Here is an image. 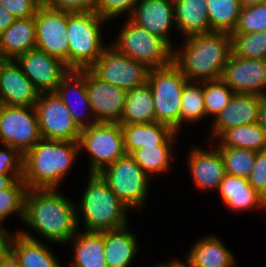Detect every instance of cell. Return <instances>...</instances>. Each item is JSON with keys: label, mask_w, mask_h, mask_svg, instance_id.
Instances as JSON below:
<instances>
[{"label": "cell", "mask_w": 266, "mask_h": 267, "mask_svg": "<svg viewBox=\"0 0 266 267\" xmlns=\"http://www.w3.org/2000/svg\"><path fill=\"white\" fill-rule=\"evenodd\" d=\"M55 93L67 106L75 123L81 129L97 123L86 91V69L70 70L62 78Z\"/></svg>", "instance_id": "obj_18"}, {"label": "cell", "mask_w": 266, "mask_h": 267, "mask_svg": "<svg viewBox=\"0 0 266 267\" xmlns=\"http://www.w3.org/2000/svg\"><path fill=\"white\" fill-rule=\"evenodd\" d=\"M36 49L55 57L69 68L68 12L40 5L34 16Z\"/></svg>", "instance_id": "obj_13"}, {"label": "cell", "mask_w": 266, "mask_h": 267, "mask_svg": "<svg viewBox=\"0 0 266 267\" xmlns=\"http://www.w3.org/2000/svg\"><path fill=\"white\" fill-rule=\"evenodd\" d=\"M80 155L79 141L41 139L23 154L27 189H58Z\"/></svg>", "instance_id": "obj_3"}, {"label": "cell", "mask_w": 266, "mask_h": 267, "mask_svg": "<svg viewBox=\"0 0 266 267\" xmlns=\"http://www.w3.org/2000/svg\"><path fill=\"white\" fill-rule=\"evenodd\" d=\"M176 30L183 38L210 32L207 0H173Z\"/></svg>", "instance_id": "obj_27"}, {"label": "cell", "mask_w": 266, "mask_h": 267, "mask_svg": "<svg viewBox=\"0 0 266 267\" xmlns=\"http://www.w3.org/2000/svg\"><path fill=\"white\" fill-rule=\"evenodd\" d=\"M26 184L22 178L16 179L9 187L0 190V224L9 216L16 214L24 219Z\"/></svg>", "instance_id": "obj_36"}, {"label": "cell", "mask_w": 266, "mask_h": 267, "mask_svg": "<svg viewBox=\"0 0 266 267\" xmlns=\"http://www.w3.org/2000/svg\"><path fill=\"white\" fill-rule=\"evenodd\" d=\"M67 244H71L74 250L71 261L73 263H70L72 267H107L104 254V231L80 230Z\"/></svg>", "instance_id": "obj_28"}, {"label": "cell", "mask_w": 266, "mask_h": 267, "mask_svg": "<svg viewBox=\"0 0 266 267\" xmlns=\"http://www.w3.org/2000/svg\"><path fill=\"white\" fill-rule=\"evenodd\" d=\"M6 226L0 224V256L8 249V239L10 232H7Z\"/></svg>", "instance_id": "obj_47"}, {"label": "cell", "mask_w": 266, "mask_h": 267, "mask_svg": "<svg viewBox=\"0 0 266 267\" xmlns=\"http://www.w3.org/2000/svg\"><path fill=\"white\" fill-rule=\"evenodd\" d=\"M219 139V140H217ZM216 140V147H236L253 151L266 149V133L258 123L243 124L225 130Z\"/></svg>", "instance_id": "obj_32"}, {"label": "cell", "mask_w": 266, "mask_h": 267, "mask_svg": "<svg viewBox=\"0 0 266 267\" xmlns=\"http://www.w3.org/2000/svg\"><path fill=\"white\" fill-rule=\"evenodd\" d=\"M154 267V266H153ZM155 267H190L186 262L179 260H171L166 262H161L155 265Z\"/></svg>", "instance_id": "obj_50"}, {"label": "cell", "mask_w": 266, "mask_h": 267, "mask_svg": "<svg viewBox=\"0 0 266 267\" xmlns=\"http://www.w3.org/2000/svg\"><path fill=\"white\" fill-rule=\"evenodd\" d=\"M79 145L80 152L89 154V173H100L126 154L120 123L97 122L82 128Z\"/></svg>", "instance_id": "obj_9"}, {"label": "cell", "mask_w": 266, "mask_h": 267, "mask_svg": "<svg viewBox=\"0 0 266 267\" xmlns=\"http://www.w3.org/2000/svg\"><path fill=\"white\" fill-rule=\"evenodd\" d=\"M86 91L96 122L119 123L127 91L98 78L86 69Z\"/></svg>", "instance_id": "obj_16"}, {"label": "cell", "mask_w": 266, "mask_h": 267, "mask_svg": "<svg viewBox=\"0 0 266 267\" xmlns=\"http://www.w3.org/2000/svg\"><path fill=\"white\" fill-rule=\"evenodd\" d=\"M231 54L251 59L266 60V31L230 34Z\"/></svg>", "instance_id": "obj_37"}, {"label": "cell", "mask_w": 266, "mask_h": 267, "mask_svg": "<svg viewBox=\"0 0 266 267\" xmlns=\"http://www.w3.org/2000/svg\"><path fill=\"white\" fill-rule=\"evenodd\" d=\"M0 150V175H22L23 154L16 148L3 145Z\"/></svg>", "instance_id": "obj_41"}, {"label": "cell", "mask_w": 266, "mask_h": 267, "mask_svg": "<svg viewBox=\"0 0 266 267\" xmlns=\"http://www.w3.org/2000/svg\"><path fill=\"white\" fill-rule=\"evenodd\" d=\"M50 8L67 12H94L95 0H48Z\"/></svg>", "instance_id": "obj_44"}, {"label": "cell", "mask_w": 266, "mask_h": 267, "mask_svg": "<svg viewBox=\"0 0 266 267\" xmlns=\"http://www.w3.org/2000/svg\"><path fill=\"white\" fill-rule=\"evenodd\" d=\"M210 32L232 33L242 10L239 0H207Z\"/></svg>", "instance_id": "obj_33"}, {"label": "cell", "mask_w": 266, "mask_h": 267, "mask_svg": "<svg viewBox=\"0 0 266 267\" xmlns=\"http://www.w3.org/2000/svg\"><path fill=\"white\" fill-rule=\"evenodd\" d=\"M40 5L47 4L48 0H36Z\"/></svg>", "instance_id": "obj_53"}, {"label": "cell", "mask_w": 266, "mask_h": 267, "mask_svg": "<svg viewBox=\"0 0 266 267\" xmlns=\"http://www.w3.org/2000/svg\"><path fill=\"white\" fill-rule=\"evenodd\" d=\"M126 154L143 148L163 144L175 131L158 122L121 124Z\"/></svg>", "instance_id": "obj_29"}, {"label": "cell", "mask_w": 266, "mask_h": 267, "mask_svg": "<svg viewBox=\"0 0 266 267\" xmlns=\"http://www.w3.org/2000/svg\"><path fill=\"white\" fill-rule=\"evenodd\" d=\"M35 110L42 139L79 141L82 129L55 92L40 93Z\"/></svg>", "instance_id": "obj_12"}, {"label": "cell", "mask_w": 266, "mask_h": 267, "mask_svg": "<svg viewBox=\"0 0 266 267\" xmlns=\"http://www.w3.org/2000/svg\"><path fill=\"white\" fill-rule=\"evenodd\" d=\"M261 200H262V204L265 208V211H266V190L265 192L261 195Z\"/></svg>", "instance_id": "obj_52"}, {"label": "cell", "mask_w": 266, "mask_h": 267, "mask_svg": "<svg viewBox=\"0 0 266 267\" xmlns=\"http://www.w3.org/2000/svg\"><path fill=\"white\" fill-rule=\"evenodd\" d=\"M0 267H21V265L14 254L9 249H7L0 256Z\"/></svg>", "instance_id": "obj_46"}, {"label": "cell", "mask_w": 266, "mask_h": 267, "mask_svg": "<svg viewBox=\"0 0 266 267\" xmlns=\"http://www.w3.org/2000/svg\"><path fill=\"white\" fill-rule=\"evenodd\" d=\"M16 19L35 16L40 4L36 0H0Z\"/></svg>", "instance_id": "obj_43"}, {"label": "cell", "mask_w": 266, "mask_h": 267, "mask_svg": "<svg viewBox=\"0 0 266 267\" xmlns=\"http://www.w3.org/2000/svg\"><path fill=\"white\" fill-rule=\"evenodd\" d=\"M129 18L174 49L170 39V29L176 28L173 0H139Z\"/></svg>", "instance_id": "obj_20"}, {"label": "cell", "mask_w": 266, "mask_h": 267, "mask_svg": "<svg viewBox=\"0 0 266 267\" xmlns=\"http://www.w3.org/2000/svg\"><path fill=\"white\" fill-rule=\"evenodd\" d=\"M39 94L15 60L0 61V105L35 107Z\"/></svg>", "instance_id": "obj_17"}, {"label": "cell", "mask_w": 266, "mask_h": 267, "mask_svg": "<svg viewBox=\"0 0 266 267\" xmlns=\"http://www.w3.org/2000/svg\"><path fill=\"white\" fill-rule=\"evenodd\" d=\"M179 132L175 131L163 144L157 146H144L130 153L134 161L150 177L170 170L175 140Z\"/></svg>", "instance_id": "obj_31"}, {"label": "cell", "mask_w": 266, "mask_h": 267, "mask_svg": "<svg viewBox=\"0 0 266 267\" xmlns=\"http://www.w3.org/2000/svg\"><path fill=\"white\" fill-rule=\"evenodd\" d=\"M249 185L260 195L266 190V149L256 152L255 162L248 177Z\"/></svg>", "instance_id": "obj_42"}, {"label": "cell", "mask_w": 266, "mask_h": 267, "mask_svg": "<svg viewBox=\"0 0 266 267\" xmlns=\"http://www.w3.org/2000/svg\"><path fill=\"white\" fill-rule=\"evenodd\" d=\"M217 148L222 157L226 174L248 179L255 162L256 151L236 147Z\"/></svg>", "instance_id": "obj_35"}, {"label": "cell", "mask_w": 266, "mask_h": 267, "mask_svg": "<svg viewBox=\"0 0 266 267\" xmlns=\"http://www.w3.org/2000/svg\"><path fill=\"white\" fill-rule=\"evenodd\" d=\"M23 223L49 243L61 246L80 231L76 204L59 189H28Z\"/></svg>", "instance_id": "obj_1"}, {"label": "cell", "mask_w": 266, "mask_h": 267, "mask_svg": "<svg viewBox=\"0 0 266 267\" xmlns=\"http://www.w3.org/2000/svg\"><path fill=\"white\" fill-rule=\"evenodd\" d=\"M101 80L126 91L148 81L151 68L118 52L110 44L89 68Z\"/></svg>", "instance_id": "obj_10"}, {"label": "cell", "mask_w": 266, "mask_h": 267, "mask_svg": "<svg viewBox=\"0 0 266 267\" xmlns=\"http://www.w3.org/2000/svg\"><path fill=\"white\" fill-rule=\"evenodd\" d=\"M128 226L104 231V254L107 267H129L138 253L137 237L131 229H128Z\"/></svg>", "instance_id": "obj_26"}, {"label": "cell", "mask_w": 266, "mask_h": 267, "mask_svg": "<svg viewBox=\"0 0 266 267\" xmlns=\"http://www.w3.org/2000/svg\"><path fill=\"white\" fill-rule=\"evenodd\" d=\"M29 231L20 229L10 233L8 249L18 259L21 267H63L48 245L40 242Z\"/></svg>", "instance_id": "obj_22"}, {"label": "cell", "mask_w": 266, "mask_h": 267, "mask_svg": "<svg viewBox=\"0 0 266 267\" xmlns=\"http://www.w3.org/2000/svg\"><path fill=\"white\" fill-rule=\"evenodd\" d=\"M35 18H18L0 34L1 60H15L29 50L36 49Z\"/></svg>", "instance_id": "obj_23"}, {"label": "cell", "mask_w": 266, "mask_h": 267, "mask_svg": "<svg viewBox=\"0 0 266 267\" xmlns=\"http://www.w3.org/2000/svg\"><path fill=\"white\" fill-rule=\"evenodd\" d=\"M156 122L152 91L148 82L127 91L120 124Z\"/></svg>", "instance_id": "obj_30"}, {"label": "cell", "mask_w": 266, "mask_h": 267, "mask_svg": "<svg viewBox=\"0 0 266 267\" xmlns=\"http://www.w3.org/2000/svg\"><path fill=\"white\" fill-rule=\"evenodd\" d=\"M108 21L94 12H68L69 69H89L108 46L102 28Z\"/></svg>", "instance_id": "obj_5"}, {"label": "cell", "mask_w": 266, "mask_h": 267, "mask_svg": "<svg viewBox=\"0 0 266 267\" xmlns=\"http://www.w3.org/2000/svg\"><path fill=\"white\" fill-rule=\"evenodd\" d=\"M155 107L156 122L180 131L181 96L187 78L172 63L169 66L150 70L148 77Z\"/></svg>", "instance_id": "obj_7"}, {"label": "cell", "mask_w": 266, "mask_h": 267, "mask_svg": "<svg viewBox=\"0 0 266 267\" xmlns=\"http://www.w3.org/2000/svg\"><path fill=\"white\" fill-rule=\"evenodd\" d=\"M205 116L203 81H188L181 96L180 127L182 128L184 122L196 123Z\"/></svg>", "instance_id": "obj_34"}, {"label": "cell", "mask_w": 266, "mask_h": 267, "mask_svg": "<svg viewBox=\"0 0 266 267\" xmlns=\"http://www.w3.org/2000/svg\"><path fill=\"white\" fill-rule=\"evenodd\" d=\"M183 39V47L174 48L173 63L187 80L221 79L231 54L230 34L212 31Z\"/></svg>", "instance_id": "obj_2"}, {"label": "cell", "mask_w": 266, "mask_h": 267, "mask_svg": "<svg viewBox=\"0 0 266 267\" xmlns=\"http://www.w3.org/2000/svg\"><path fill=\"white\" fill-rule=\"evenodd\" d=\"M88 175L87 186L76 204L79 227L82 215L87 232L116 230L129 225L127 215L131 210L117 198L99 173Z\"/></svg>", "instance_id": "obj_4"}, {"label": "cell", "mask_w": 266, "mask_h": 267, "mask_svg": "<svg viewBox=\"0 0 266 267\" xmlns=\"http://www.w3.org/2000/svg\"><path fill=\"white\" fill-rule=\"evenodd\" d=\"M16 18L0 4V34L10 27Z\"/></svg>", "instance_id": "obj_45"}, {"label": "cell", "mask_w": 266, "mask_h": 267, "mask_svg": "<svg viewBox=\"0 0 266 267\" xmlns=\"http://www.w3.org/2000/svg\"><path fill=\"white\" fill-rule=\"evenodd\" d=\"M241 2L242 7H247L251 5H256L258 3L266 2V0H239Z\"/></svg>", "instance_id": "obj_51"}, {"label": "cell", "mask_w": 266, "mask_h": 267, "mask_svg": "<svg viewBox=\"0 0 266 267\" xmlns=\"http://www.w3.org/2000/svg\"><path fill=\"white\" fill-rule=\"evenodd\" d=\"M139 0H95V12L107 21L122 14L130 17Z\"/></svg>", "instance_id": "obj_40"}, {"label": "cell", "mask_w": 266, "mask_h": 267, "mask_svg": "<svg viewBox=\"0 0 266 267\" xmlns=\"http://www.w3.org/2000/svg\"><path fill=\"white\" fill-rule=\"evenodd\" d=\"M223 204L235 212L264 208L261 195L253 189L248 179L226 174L218 188Z\"/></svg>", "instance_id": "obj_25"}, {"label": "cell", "mask_w": 266, "mask_h": 267, "mask_svg": "<svg viewBox=\"0 0 266 267\" xmlns=\"http://www.w3.org/2000/svg\"><path fill=\"white\" fill-rule=\"evenodd\" d=\"M234 91L222 80L203 81V96L206 116L219 114L229 103Z\"/></svg>", "instance_id": "obj_38"}, {"label": "cell", "mask_w": 266, "mask_h": 267, "mask_svg": "<svg viewBox=\"0 0 266 267\" xmlns=\"http://www.w3.org/2000/svg\"><path fill=\"white\" fill-rule=\"evenodd\" d=\"M266 133V96L262 98L260 103L259 117L257 122Z\"/></svg>", "instance_id": "obj_48"}, {"label": "cell", "mask_w": 266, "mask_h": 267, "mask_svg": "<svg viewBox=\"0 0 266 267\" xmlns=\"http://www.w3.org/2000/svg\"><path fill=\"white\" fill-rule=\"evenodd\" d=\"M211 149L207 151L201 147L192 146L188 152L187 165L197 189L218 192L226 171L218 148L215 146Z\"/></svg>", "instance_id": "obj_21"}, {"label": "cell", "mask_w": 266, "mask_h": 267, "mask_svg": "<svg viewBox=\"0 0 266 267\" xmlns=\"http://www.w3.org/2000/svg\"><path fill=\"white\" fill-rule=\"evenodd\" d=\"M221 79L234 93L266 96V60L230 54Z\"/></svg>", "instance_id": "obj_15"}, {"label": "cell", "mask_w": 266, "mask_h": 267, "mask_svg": "<svg viewBox=\"0 0 266 267\" xmlns=\"http://www.w3.org/2000/svg\"><path fill=\"white\" fill-rule=\"evenodd\" d=\"M22 175H0V190L9 187L16 179Z\"/></svg>", "instance_id": "obj_49"}, {"label": "cell", "mask_w": 266, "mask_h": 267, "mask_svg": "<svg viewBox=\"0 0 266 267\" xmlns=\"http://www.w3.org/2000/svg\"><path fill=\"white\" fill-rule=\"evenodd\" d=\"M187 254L190 267H234L236 262L232 251L215 235L195 241Z\"/></svg>", "instance_id": "obj_24"}, {"label": "cell", "mask_w": 266, "mask_h": 267, "mask_svg": "<svg viewBox=\"0 0 266 267\" xmlns=\"http://www.w3.org/2000/svg\"><path fill=\"white\" fill-rule=\"evenodd\" d=\"M110 45L133 60L145 63L151 69L173 63L174 49L163 38L137 25L129 17Z\"/></svg>", "instance_id": "obj_6"}, {"label": "cell", "mask_w": 266, "mask_h": 267, "mask_svg": "<svg viewBox=\"0 0 266 267\" xmlns=\"http://www.w3.org/2000/svg\"><path fill=\"white\" fill-rule=\"evenodd\" d=\"M99 174L117 198L131 211L143 209L148 198L151 179L130 154L118 158Z\"/></svg>", "instance_id": "obj_8"}, {"label": "cell", "mask_w": 266, "mask_h": 267, "mask_svg": "<svg viewBox=\"0 0 266 267\" xmlns=\"http://www.w3.org/2000/svg\"><path fill=\"white\" fill-rule=\"evenodd\" d=\"M41 139L35 107L0 105V144L24 154Z\"/></svg>", "instance_id": "obj_11"}, {"label": "cell", "mask_w": 266, "mask_h": 267, "mask_svg": "<svg viewBox=\"0 0 266 267\" xmlns=\"http://www.w3.org/2000/svg\"><path fill=\"white\" fill-rule=\"evenodd\" d=\"M266 31V2L242 7L236 27L230 34Z\"/></svg>", "instance_id": "obj_39"}, {"label": "cell", "mask_w": 266, "mask_h": 267, "mask_svg": "<svg viewBox=\"0 0 266 267\" xmlns=\"http://www.w3.org/2000/svg\"><path fill=\"white\" fill-rule=\"evenodd\" d=\"M15 61L40 93L55 92L70 71L65 63L38 49L27 51Z\"/></svg>", "instance_id": "obj_14"}, {"label": "cell", "mask_w": 266, "mask_h": 267, "mask_svg": "<svg viewBox=\"0 0 266 267\" xmlns=\"http://www.w3.org/2000/svg\"><path fill=\"white\" fill-rule=\"evenodd\" d=\"M262 98L263 96L257 94L235 93L224 109L212 120L209 135L212 138L211 142L231 127L257 123Z\"/></svg>", "instance_id": "obj_19"}]
</instances>
